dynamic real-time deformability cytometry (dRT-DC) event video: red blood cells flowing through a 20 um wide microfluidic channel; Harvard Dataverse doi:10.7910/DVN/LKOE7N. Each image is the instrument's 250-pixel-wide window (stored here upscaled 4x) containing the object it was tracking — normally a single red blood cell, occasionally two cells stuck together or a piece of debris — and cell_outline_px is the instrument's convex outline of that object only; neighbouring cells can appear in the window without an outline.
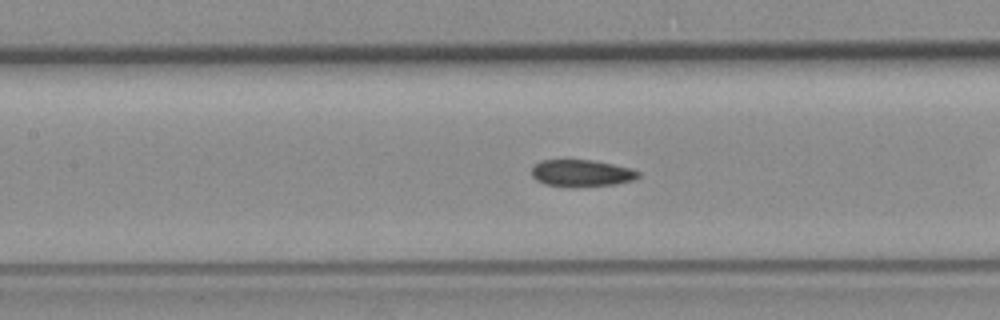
{"species": "common noctule bat (a hibernating species)", "species_latin": "Nyctalus noctula", "temperature_condition": "room temperature", "stored_images_in_passage": 29, "camera_frame_rate_fps": 3000, "um_per_image_px": 0.085, "animal": {"sex": "female", "body_mass_g": 19.3, "forearm_length_mm": 54.1}, "frame": {"image": 1, "passage_image": 11, "time_ms": 3.333, "image_size_px": [1000, 320], "cell_outline_px": [[640, 176], [636, 180], [616, 184], [576, 188], [572, 188], [544, 184], [536, 180], [532, 176], [532, 164], [540, 160], [592, 160], [632, 168], [640, 172]], "centroid_in_image_um": [49.43, 14.74], "position_along_channel_um": 158.0, "area_um2": 17.22}}
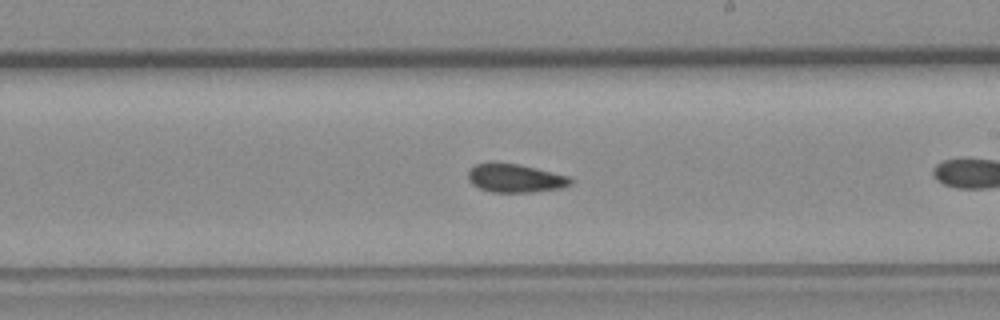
{"frame": {"image": 2, "passage_image": 18, "time_ms": 5.667, "image_size_px": [1000, 320], "cell_outline_px": [[572, 184], [560, 188], [532, 192], [492, 192], [480, 188], [472, 184], [468, 180], [468, 172], [476, 164], [496, 160], [520, 164], [572, 176]], "centroid_in_image_um": [43.8, 15.11], "position_along_channel_um": 245.2, "area_um2": 17.46}}
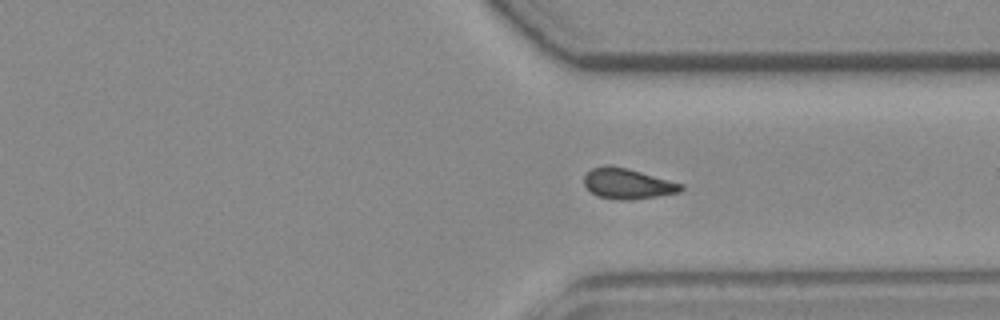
{"frame": {"image": 3, "passage_image": 27, "time_ms": 8.667, "image_size_px": [1000, 320], "cell_outline_px": [[684, 188], [680, 192], [660, 196], [624, 200], [616, 200], [596, 196], [584, 184], [584, 176], [592, 168], [608, 164], [628, 168], [684, 184]], "centroid_in_image_um": [53.36, 15.61], "position_along_channel_um": 358.0, "area_um2": 17.34}}